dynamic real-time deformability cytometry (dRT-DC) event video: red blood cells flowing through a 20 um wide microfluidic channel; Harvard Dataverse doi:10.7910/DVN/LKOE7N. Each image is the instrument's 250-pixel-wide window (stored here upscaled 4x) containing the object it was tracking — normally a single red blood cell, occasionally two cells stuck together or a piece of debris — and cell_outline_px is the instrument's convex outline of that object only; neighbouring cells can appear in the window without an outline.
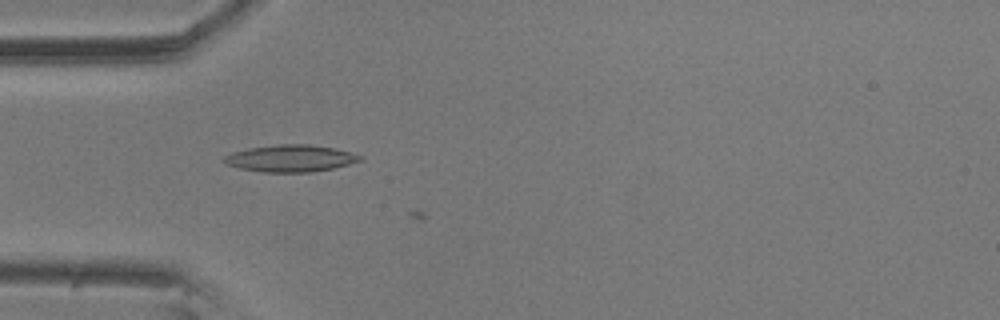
{"species": "common noctule bat (a hibernating species)", "species_latin": "Nyctalus noctula", "temperature_condition": "room temperature", "stored_images_in_passage": 19, "camera_frame_rate_fps": 3000, "um_per_image_px": 0.085, "animal": {"sex": "male", "body_mass_g": 20.5, "forearm_length_mm": 52.5}, "frame": {"image": 1, "passage_image": 18, "time_ms": 5.667, "image_size_px": [1000, 320], "cell_outline_px": [[364, 160], [332, 168], [312, 172], [264, 172], [240, 168], [224, 164], [220, 160], [224, 156], [232, 152], [248, 148], [280, 144], [308, 144], [332, 148], [352, 152], [364, 156]], "centroid_in_image_um": [24.68, 13.46], "position_along_channel_um": 60.3, "area_um2": 21.44}}